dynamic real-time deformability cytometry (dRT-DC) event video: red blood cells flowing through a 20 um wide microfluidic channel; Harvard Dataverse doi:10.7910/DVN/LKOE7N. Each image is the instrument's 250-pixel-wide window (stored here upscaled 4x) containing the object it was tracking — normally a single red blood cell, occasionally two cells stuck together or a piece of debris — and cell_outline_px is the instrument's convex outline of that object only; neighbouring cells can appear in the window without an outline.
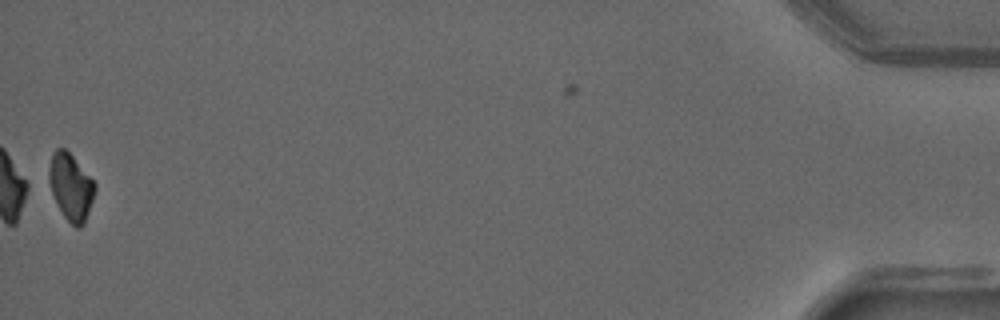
{"species": "common noctule bat (a hibernating species)", "species_latin": "Nyctalus noctula", "temperature_condition": "warm", "stored_images_in_passage": 55, "camera_frame_rate_fps": 3000, "um_per_image_px": 0.085, "animal": {"sex": "male", "forearm_length_mm": 52.5}, "frame": {"image": 1, "passage_image": 54, "time_ms": 17.667, "image_size_px": [1000, 320], "cell_outline_px": [[96, 188], [84, 224], [80, 228], [76, 228], [64, 216], [56, 204], [44, 180], [52, 152], [56, 148], [64, 148], [72, 156], [96, 184]], "centroid_in_image_um": [5.93, 15.87], "position_along_channel_um": 429.3, "area_um2": 18.26}, "authors_computed_cell_mechanics": {"area_um2": 20.4612, "velocity_mm_per_s": 3.7496, "shape_relaxation_time_tau1_ms": 4.3851, "shape_relaxation_time_tau2_ms": null, "deformation_change_tau1": 0.148, "deformation_change_tau2": null}}